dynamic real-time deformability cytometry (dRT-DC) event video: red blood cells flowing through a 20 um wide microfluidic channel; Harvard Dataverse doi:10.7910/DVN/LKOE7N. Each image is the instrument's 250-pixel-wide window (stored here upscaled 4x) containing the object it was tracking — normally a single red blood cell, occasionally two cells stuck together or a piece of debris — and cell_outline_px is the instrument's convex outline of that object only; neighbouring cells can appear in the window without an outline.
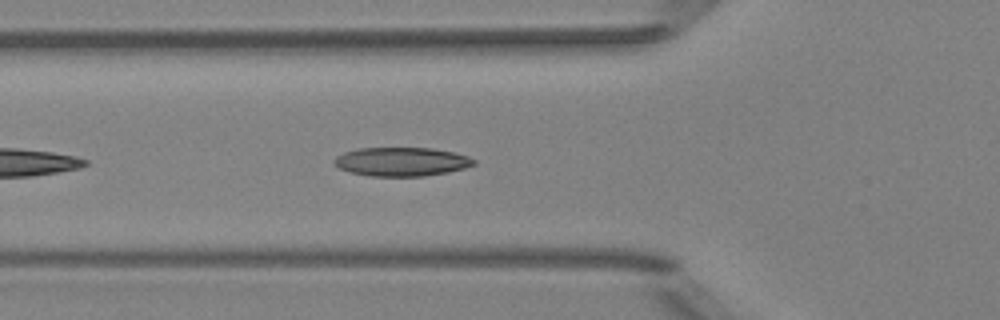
{"species": "Egyptian fruit bat (a non-hibernating species)", "species_latin": "Rousettus aegyptiacus", "temperature_condition": "room temperature", "stored_images_in_passage": 39, "camera_frame_rate_fps": 3000, "um_per_image_px": 0.085, "animal": {"sex": "female"}, "frame": {"image": 1, "passage_image": 5, "time_ms": 1.333, "image_size_px": [1000, 320], "cell_outline_px": [[476, 164], [464, 168], [448, 172], [424, 176], [368, 176], [352, 172], [340, 168], [332, 164], [332, 160], [336, 156], [344, 152], [360, 148], [432, 148], [452, 152], [468, 156], [476, 160]], "centroid_in_image_um": [34.12, 13.74], "position_along_channel_um": 91.7, "area_um2": 23.47}}
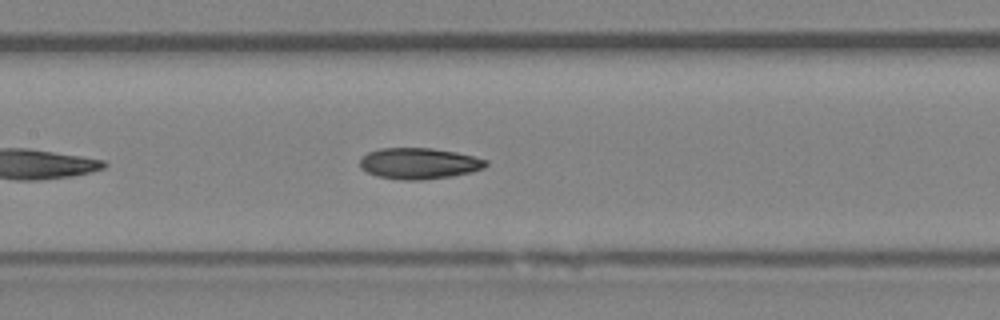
{"frame": {"image": 2, "passage_image": 11, "time_ms": 3.333, "image_size_px": [1000, 320], "cell_outline_px": [[488, 164], [484, 168], [472, 172], [452, 176], [420, 180], [400, 180], [376, 176], [360, 168], [360, 160], [368, 152], [380, 148], [432, 148], [456, 152], [488, 160]], "centroid_in_image_um": [35.62, 13.89], "position_along_channel_um": 171.8, "area_um2": 22.89}}
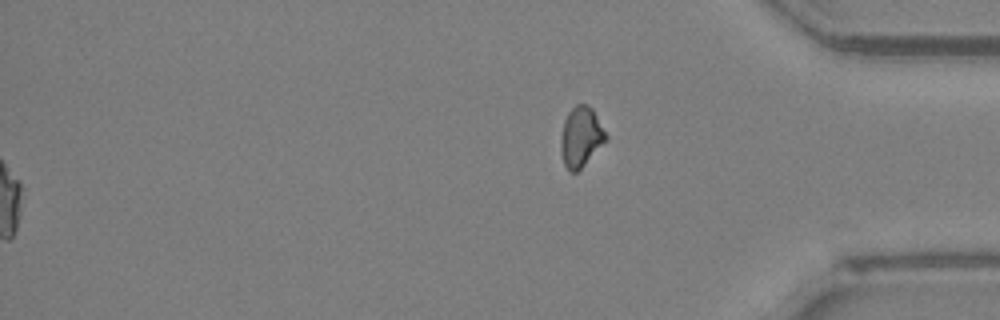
{"frame": {"image": 3, "passage_image": 39, "time_ms": 12.667, "image_size_px": [1000, 320], "cell_outline_px": [[608, 140], [576, 172], [568, 172], [564, 164], [560, 148], [560, 140], [564, 120], [568, 112], [576, 104], [588, 104], [592, 108], [608, 136]], "centroid_in_image_um": [49.38, 11.63], "position_along_channel_um": 385.8, "area_um2": 15.84}, "authors_computed_cell_mechanics": {"area_um2": 22.6576, "velocity_mm_per_s": 4.0032, "shape_relaxation_time_tau1_ms": 7.7523, "shape_relaxation_time_tau2_ms": 4.9453, "deformation_change_tau1": 0.1875, "deformation_change_tau2": 0.122}}